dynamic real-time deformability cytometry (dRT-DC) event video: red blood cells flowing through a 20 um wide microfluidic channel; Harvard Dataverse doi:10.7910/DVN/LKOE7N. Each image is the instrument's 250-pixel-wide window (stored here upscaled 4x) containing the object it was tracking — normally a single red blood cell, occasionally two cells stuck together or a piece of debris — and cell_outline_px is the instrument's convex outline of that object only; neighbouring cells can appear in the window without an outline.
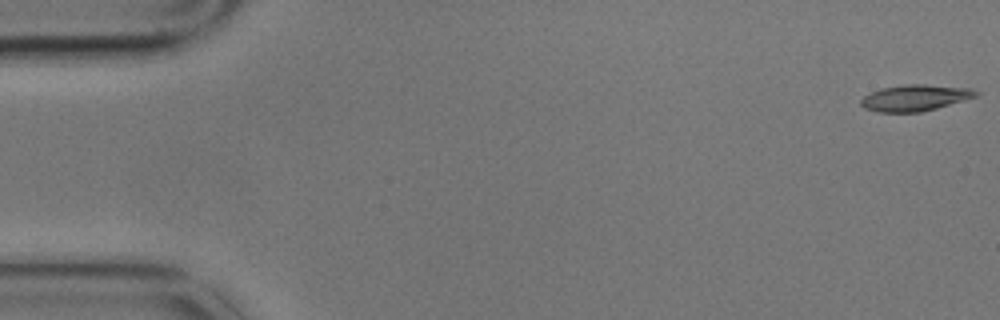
{"species": "common noctule bat (a hibernating species)", "species_latin": "Nyctalus noctula", "temperature_condition": "cold", "stored_images_in_passage": 8, "camera_frame_rate_fps": 3000, "um_per_image_px": 0.085, "animal": {"sex": "male", "body_mass_g": 17.9}, "frame": {"image": 1, "passage_image": 1, "time_ms": 0.0, "image_size_px": [1000, 320], "cell_outline_px": [[980, 92], [976, 96], [964, 100], [936, 108], [920, 112], [880, 112], [864, 108], [860, 104], [860, 100], [864, 96], [880, 88], [904, 84], [924, 84], [972, 88]], "centroid_in_image_um": [77.77, 8.3], "position_along_channel_um": 7.2, "area_um2": 17.57}}
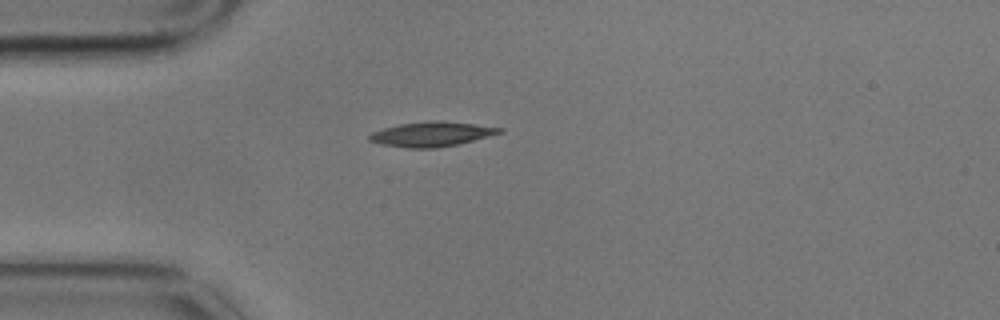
{"frame": {"image": 2, "passage_image": 5, "time_ms": 1.333, "image_size_px": [1000, 320], "cell_outline_px": [[504, 132], [456, 144], [436, 148], [408, 148], [380, 144], [368, 140], [368, 136], [372, 132], [384, 128], [400, 124], [432, 120], [472, 124], [504, 128]], "centroid_in_image_um": [36.65, 11.4], "position_along_channel_um": 48.4, "area_um2": 18.44}}
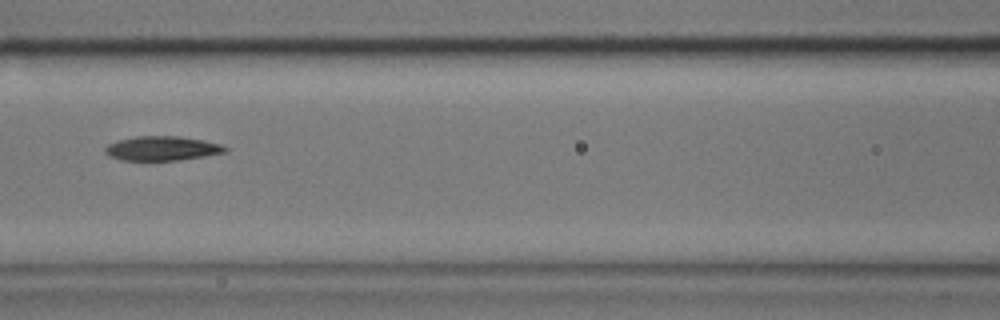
{"frame": {"image": 3, "passage_image": 8, "time_ms": 2.333, "image_size_px": [1000, 320], "cell_outline_px": [[228, 152], [204, 156], [176, 160], [120, 160], [108, 156], [104, 152], [104, 148], [108, 144], [120, 140], [136, 136], [180, 136], [204, 140], [220, 144], [228, 148]], "centroid_in_image_um": [13.77, 12.61], "position_along_channel_um": 152.8, "area_um2": 17.05}}